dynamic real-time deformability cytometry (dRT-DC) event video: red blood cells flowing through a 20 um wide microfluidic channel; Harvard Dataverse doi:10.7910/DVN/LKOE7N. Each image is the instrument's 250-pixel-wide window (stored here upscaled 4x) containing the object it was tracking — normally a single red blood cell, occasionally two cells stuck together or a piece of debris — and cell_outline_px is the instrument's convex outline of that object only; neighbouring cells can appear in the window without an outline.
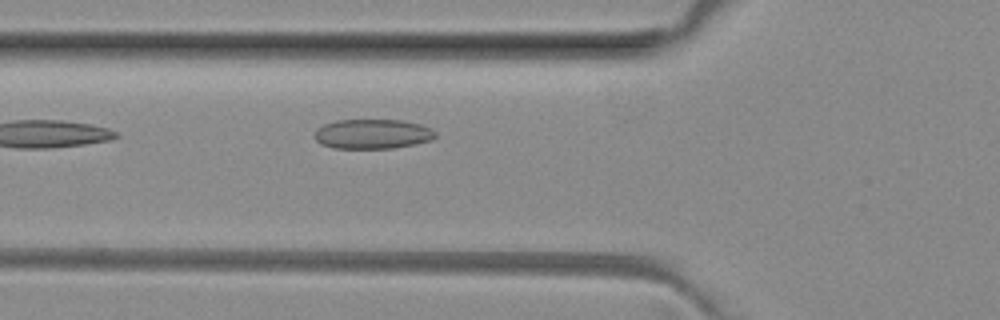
{"species": "common noctule bat (a hibernating species)", "species_latin": "Nyctalus noctula", "temperature_condition": "room temperature", "stored_images_in_passage": 3, "camera_frame_rate_fps": 3000, "um_per_image_px": 0.085, "animal": {"sex": "female", "body_mass_g": 29.2, "forearm_length_mm": 56.3}, "frame": {"image": 1, "passage_image": 3, "time_ms": 2.333, "image_size_px": [1000, 320], "cell_outline_px": [[436, 136], [432, 140], [392, 148], [332, 148], [320, 144], [312, 136], [316, 128], [324, 124], [336, 120], [400, 120], [420, 124], [432, 128], [436, 132]], "centroid_in_image_um": [31.62, 11.38], "position_along_channel_um": 94.2, "area_um2": 21.04}}